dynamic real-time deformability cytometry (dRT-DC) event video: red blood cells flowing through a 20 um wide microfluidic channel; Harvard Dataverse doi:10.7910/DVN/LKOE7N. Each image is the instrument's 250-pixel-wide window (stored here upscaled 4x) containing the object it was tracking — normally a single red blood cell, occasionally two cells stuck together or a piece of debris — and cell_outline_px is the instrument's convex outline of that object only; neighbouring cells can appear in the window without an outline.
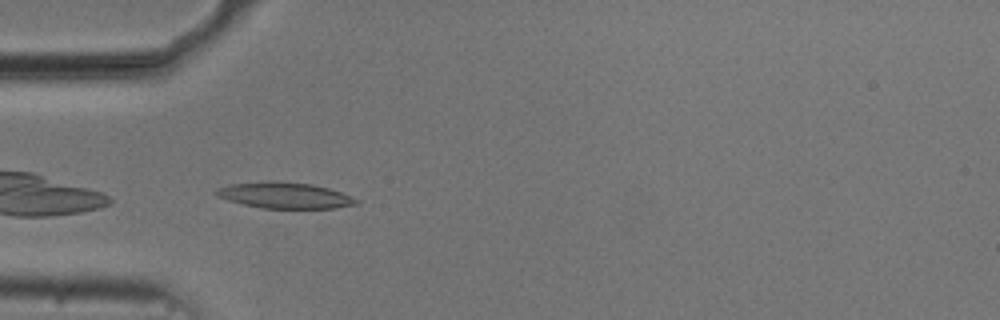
{"species": "common noctule bat (a hibernating species)", "species_latin": "Nyctalus noctula", "temperature_condition": "cold", "stored_images_in_passage": 40, "camera_frame_rate_fps": 3000, "um_per_image_px": 0.085, "animal": {"sex": "male", "body_mass_g": 20.5, "forearm_length_mm": 52.5}, "frame": {"image": 1, "passage_image": 2, "time_ms": 0.333, "image_size_px": [1000, 320], "cell_outline_px": [[360, 200], [356, 204], [336, 208], [264, 208], [244, 204], [228, 200], [216, 196], [216, 188], [232, 184], [268, 180], [272, 180], [312, 184], [328, 188], [340, 192]], "centroid_in_image_um": [24.19, 16.59], "position_along_channel_um": 60.8, "area_um2": 21.15}}
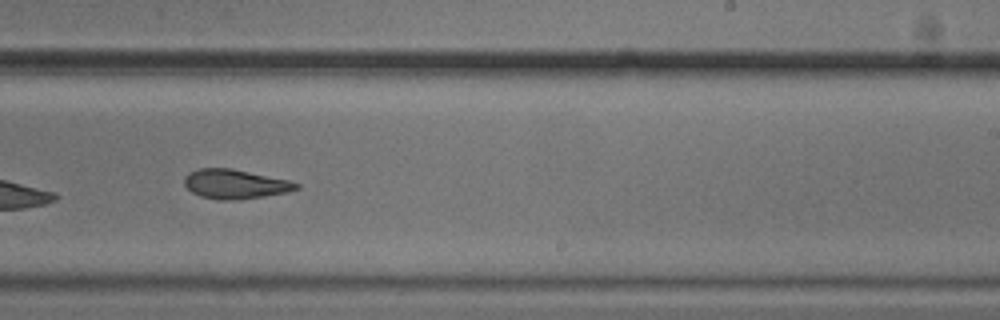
{"frame": {"image": 2, "passage_image": 19, "time_ms": 6.0, "image_size_px": [1000, 320], "cell_outline_px": [[300, 188], [284, 192], [264, 196], [240, 200], [220, 200], [200, 196], [192, 192], [184, 184], [184, 176], [188, 172], [196, 168], [232, 168], [288, 180], [300, 184]], "centroid_in_image_um": [19.94, 15.64], "position_along_channel_um": 269.1, "area_um2": 19.19}}
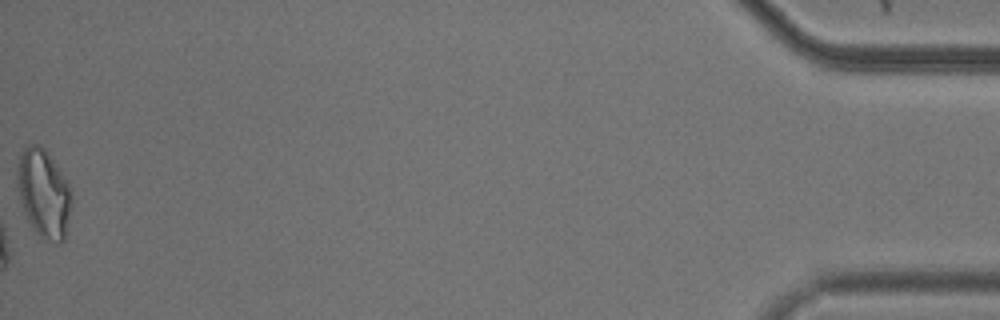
{"frame": {"image": 3, "passage_image": 40, "time_ms": 13.0, "image_size_px": [1000, 320], "cell_outline_px": [[72, 200], [64, 240], [60, 244], [56, 244], [36, 232], [24, 216], [16, 184], [16, 168], [20, 152], [28, 144], [40, 144], [44, 148], [68, 180]], "centroid_in_image_um": [3.69, 16.4], "position_along_channel_um": 431.5, "area_um2": 28.32}, "authors_computed_cell_mechanics": {"area_um2": 19.6809, "velocity_mm_per_s": 3.7044, "shape_relaxation_time_tau1_ms": 3.8389, "shape_relaxation_time_tau2_ms": 2.9014, "deformation_change_tau1": 0.1355, "deformation_change_tau2": 0.106}}